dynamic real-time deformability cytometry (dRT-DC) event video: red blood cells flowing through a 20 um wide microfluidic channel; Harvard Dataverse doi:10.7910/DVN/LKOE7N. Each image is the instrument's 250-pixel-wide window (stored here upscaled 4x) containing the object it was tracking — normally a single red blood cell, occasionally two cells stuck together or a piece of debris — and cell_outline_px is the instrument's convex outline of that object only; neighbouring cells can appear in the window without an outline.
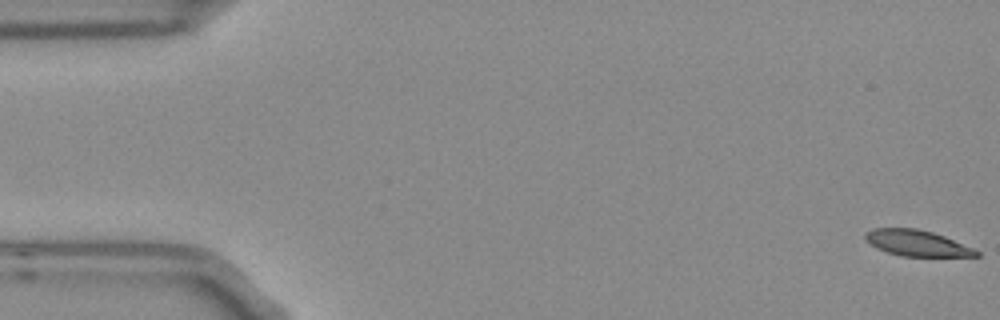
{"species": "Egyptian fruit bat (a non-hibernating species)", "species_latin": "Rousettus aegyptiacus", "temperature_condition": "room temperature", "stored_images_in_passage": 5, "camera_frame_rate_fps": 3000, "um_per_image_px": 0.085, "frame": {"image": 1, "passage_image": 1, "time_ms": 0.0, "image_size_px": [1000, 320], "cell_outline_px": [[980, 256], [900, 256], [876, 248], [864, 236], [864, 232], [872, 228], [916, 228], [932, 232], [944, 236], [972, 248], [980, 252]], "centroid_in_image_um": [77.91, 20.66], "position_along_channel_um": 7.1, "area_um2": 16.59}}
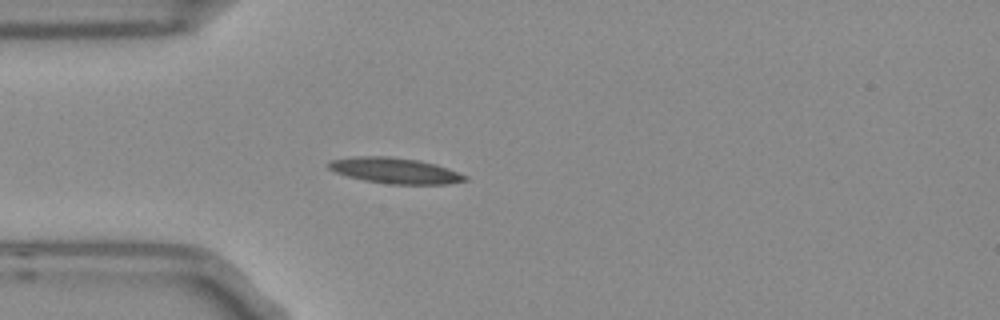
{"frame": {"image": 2, "passage_image": 5, "time_ms": 1.333, "image_size_px": [1000, 320], "cell_outline_px": [[468, 180], [448, 184], [388, 184], [364, 180], [348, 176], [336, 172], [328, 168], [324, 164], [328, 160], [352, 156], [392, 156], [420, 160], [436, 164], [448, 168], [468, 176]], "centroid_in_image_um": [33.55, 14.49], "position_along_channel_um": 51.5, "area_um2": 20.81}}